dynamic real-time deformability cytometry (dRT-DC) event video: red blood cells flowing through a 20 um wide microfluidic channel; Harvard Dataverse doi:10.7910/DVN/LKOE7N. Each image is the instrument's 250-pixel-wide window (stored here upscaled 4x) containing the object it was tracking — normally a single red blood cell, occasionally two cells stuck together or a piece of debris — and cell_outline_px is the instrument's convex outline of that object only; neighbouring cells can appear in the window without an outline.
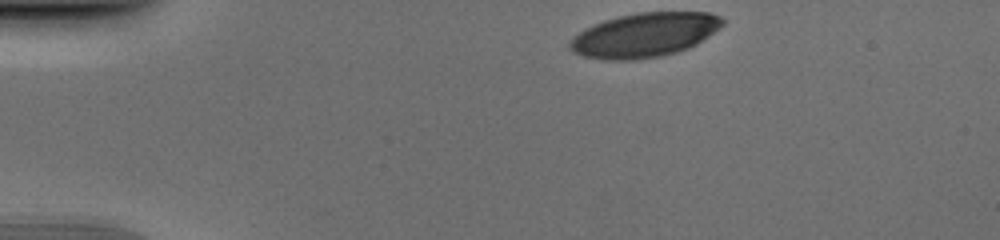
{"species": "human", "species_latin": "Homo sapiens", "temperature_condition": "cold", "stored_images_in_passage": 36, "camera_frame_rate_fps": 3000, "um_per_image_px": 0.085, "donor": {"sex": "male"}, "frame": {"image": 1, "passage_image": 1, "time_ms": 0.0, "image_size_px": [1000, 240], "cell_outline_px": [[724, 24], [720, 28], [696, 44], [688, 48], [676, 52], [660, 56], [632, 60], [608, 60], [584, 56], [572, 52], [568, 48], [568, 40], [584, 28], [604, 20], [636, 12], [708, 12], [720, 16], [724, 20]], "centroid_in_image_um": [54.75, 2.97], "position_along_channel_um": 30.2, "area_um2": 39.48}}
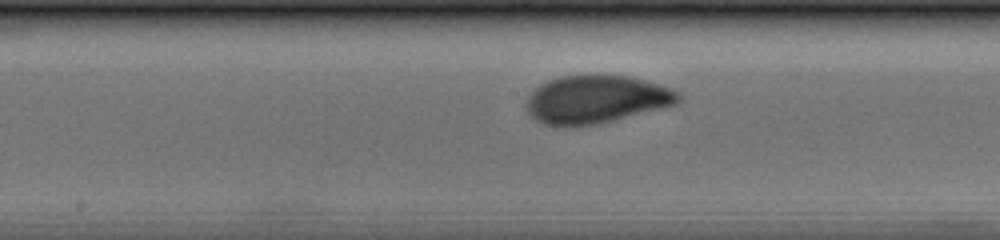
{"frame": {"image": 2, "passage_image": 19, "time_ms": 6.0, "image_size_px": [1000, 240], "cell_outline_px": [[680, 100], [676, 104], [600, 124], [568, 128], [564, 128], [544, 124], [528, 116], [524, 108], [524, 104], [528, 96], [540, 84], [548, 80], [560, 76], [628, 76], [644, 80], [680, 92]], "centroid_in_image_um": [50.59, 8.49], "position_along_channel_um": 197.6, "area_um2": 42.77}}
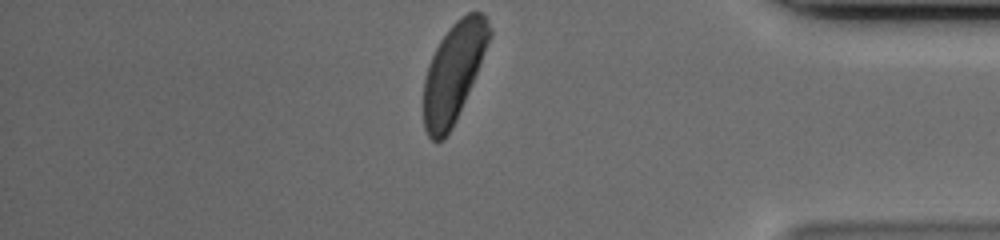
{"frame": {"image": 3, "passage_image": 36, "time_ms": 11.667, "image_size_px": [1000, 240], "cell_outline_px": [[492, 36], [456, 120], [452, 128], [444, 140], [436, 144], [428, 136], [424, 128], [424, 80], [428, 64], [440, 40], [448, 28], [456, 20], [468, 12], [484, 12], [492, 28]], "centroid_in_image_um": [38.56, 6.14], "position_along_channel_um": 396.6, "area_um2": 37.86}}